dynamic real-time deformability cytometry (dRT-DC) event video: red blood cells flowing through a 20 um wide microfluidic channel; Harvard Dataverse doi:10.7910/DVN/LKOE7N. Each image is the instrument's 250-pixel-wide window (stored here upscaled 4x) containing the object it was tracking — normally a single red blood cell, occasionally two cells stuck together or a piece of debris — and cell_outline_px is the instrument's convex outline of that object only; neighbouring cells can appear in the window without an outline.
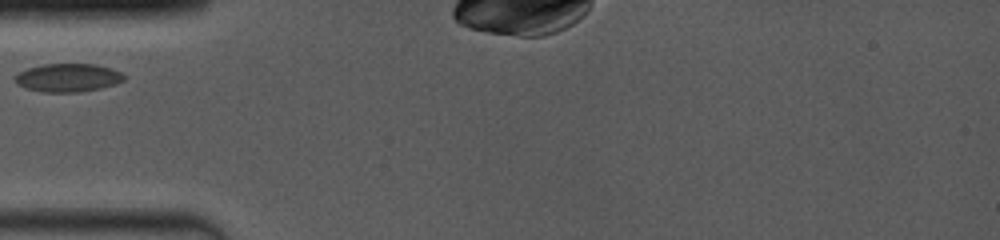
{"species": "common noctule bat (a hibernating species)", "species_latin": "Nyctalus noctula", "temperature_condition": "room temperature", "stored_images_in_passage": 20, "camera_frame_rate_fps": 4000, "um_per_image_px": 0.085, "animal": {"sex": "female", "body_mass_g": 19.0, "forearm_length_mm": 53.3}, "frame": {"image": 1, "passage_image": 1, "time_ms": 0.0, "image_size_px": [1000, 240], "cell_outline_px": [[124, 80], [116, 84], [100, 88], [80, 92], [40, 92], [24, 88], [16, 84], [16, 76], [20, 72], [28, 68], [44, 64], [96, 64], [112, 68], [120, 72], [124, 76]], "centroid_in_image_um": [5.78, 6.61], "position_along_channel_um": 79.2, "area_um2": 17.98}}
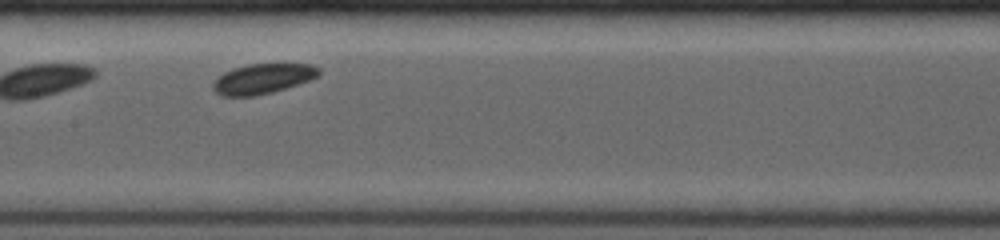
{"frame": {"image": 2, "passage_image": 19, "time_ms": 2.75, "image_size_px": [1000, 240], "cell_outline_px": [[320, 72], [316, 76], [308, 80], [272, 92], [256, 96], [220, 96], [212, 88], [212, 84], [224, 72], [232, 68], [248, 64], [308, 64], [320, 68]], "centroid_in_image_um": [22.28, 6.69], "position_along_channel_um": 185.1, "area_um2": 18.26}}